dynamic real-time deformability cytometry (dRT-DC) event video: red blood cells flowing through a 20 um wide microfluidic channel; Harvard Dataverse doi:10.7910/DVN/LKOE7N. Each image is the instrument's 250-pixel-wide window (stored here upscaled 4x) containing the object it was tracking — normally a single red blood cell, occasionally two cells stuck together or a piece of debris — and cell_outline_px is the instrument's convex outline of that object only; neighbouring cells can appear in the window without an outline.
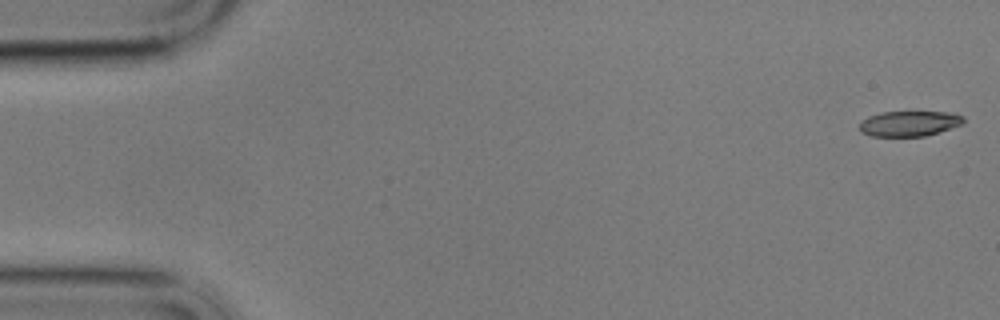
{"species": "common noctule bat (a hibernating species)", "species_latin": "Nyctalus noctula", "temperature_condition": "cold", "stored_images_in_passage": 58, "camera_frame_rate_fps": 3000, "um_per_image_px": 0.085, "animal": {"sex": "male", "body_mass_g": 17.9}, "frame": {"image": 1, "passage_image": 1, "time_ms": 0.0, "image_size_px": [1000, 320], "cell_outline_px": [[964, 120], [960, 124], [924, 136], [872, 136], [860, 132], [860, 124], [868, 116], [880, 112], [952, 112], [964, 116]], "centroid_in_image_um": [77.26, 10.49], "position_along_channel_um": 7.7, "area_um2": 15.09}}
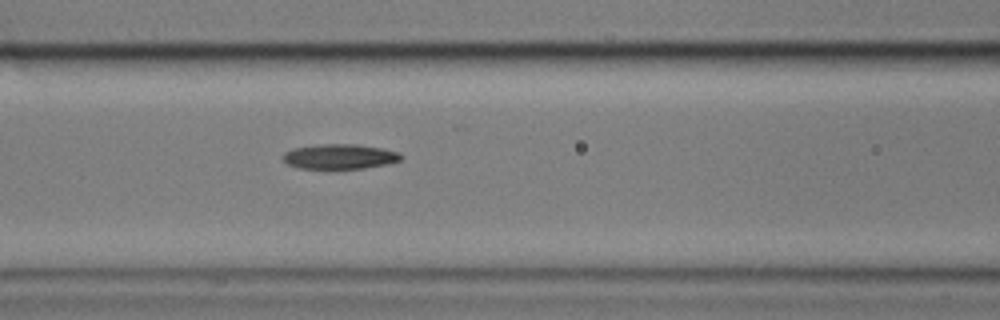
{"frame": {"image": 2, "passage_image": 24, "time_ms": 7.667, "image_size_px": [1000, 320], "cell_outline_px": [[404, 156], [400, 160], [388, 164], [364, 168], [332, 172], [300, 168], [288, 164], [280, 156], [284, 152], [292, 148], [320, 144], [356, 144], [380, 148], [400, 152]], "centroid_in_image_um": [28.84, 13.35], "position_along_channel_um": 137.8, "area_um2": 18.09}}
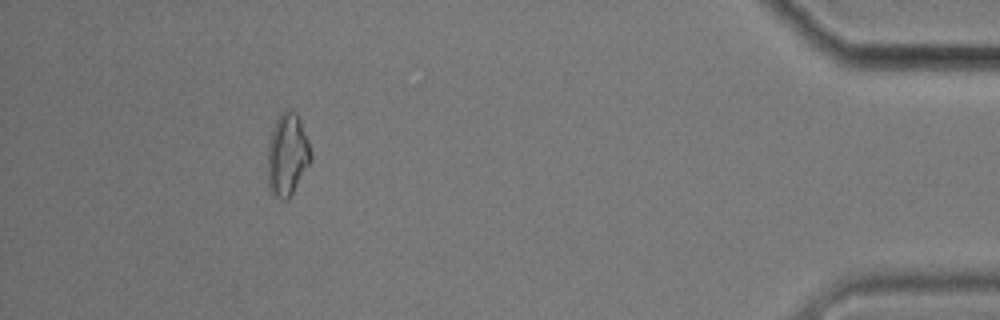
{"frame": {"image": 3, "passage_image": 53, "time_ms": 17.333, "image_size_px": [1000, 320], "cell_outline_px": [[312, 160], [288, 200], [280, 200], [268, 188], [268, 148], [272, 128], [276, 120], [288, 108], [296, 112], [300, 120], [308, 140], [312, 152]], "centroid_in_image_um": [24.44, 13.17], "position_along_channel_um": 410.8, "area_um2": 20.69}, "authors_computed_cell_mechanics": {"area_um2": 17.8602, "velocity_mm_per_s": 3.4305, "shape_relaxation_time_tau1_ms": 9.5589, "shape_relaxation_time_tau2_ms": null, "deformation_change_tau1": 0.1826, "deformation_change_tau2": null}}